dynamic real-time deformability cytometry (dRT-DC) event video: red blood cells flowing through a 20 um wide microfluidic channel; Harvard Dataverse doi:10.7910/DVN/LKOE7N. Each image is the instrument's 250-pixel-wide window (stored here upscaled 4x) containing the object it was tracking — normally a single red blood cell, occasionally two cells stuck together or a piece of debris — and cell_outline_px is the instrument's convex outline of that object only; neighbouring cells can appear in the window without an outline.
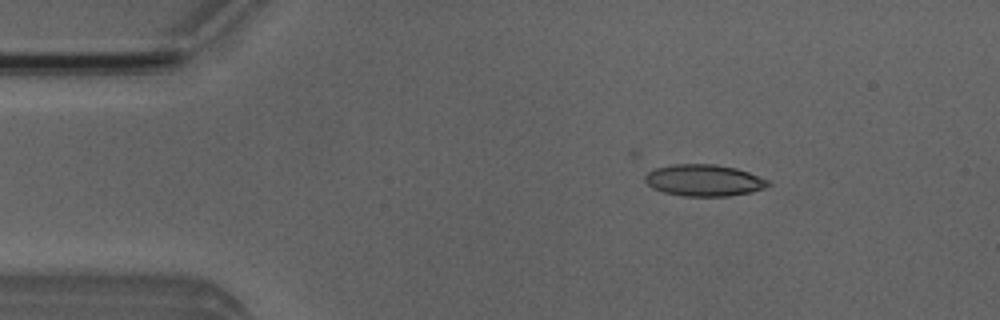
{"species": "Egyptian fruit bat (a non-hibernating species)", "species_latin": "Rousettus aegyptiacus", "temperature_condition": "room temperature", "stored_images_in_passage": 4, "camera_frame_rate_fps": 3000, "um_per_image_px": 0.085, "animal": {"sex": "male"}, "frame": {"image": 1, "passage_image": 2, "time_ms": 2.0, "image_size_px": [1000, 320], "cell_outline_px": [[772, 184], [764, 188], [752, 192], [728, 196], [684, 196], [664, 192], [652, 188], [644, 180], [644, 176], [648, 172], [656, 168], [676, 164], [712, 164], [736, 168], [748, 172], [768, 180]], "centroid_in_image_um": [59.84, 15.33], "position_along_channel_um": 25.2, "area_um2": 22.6}}